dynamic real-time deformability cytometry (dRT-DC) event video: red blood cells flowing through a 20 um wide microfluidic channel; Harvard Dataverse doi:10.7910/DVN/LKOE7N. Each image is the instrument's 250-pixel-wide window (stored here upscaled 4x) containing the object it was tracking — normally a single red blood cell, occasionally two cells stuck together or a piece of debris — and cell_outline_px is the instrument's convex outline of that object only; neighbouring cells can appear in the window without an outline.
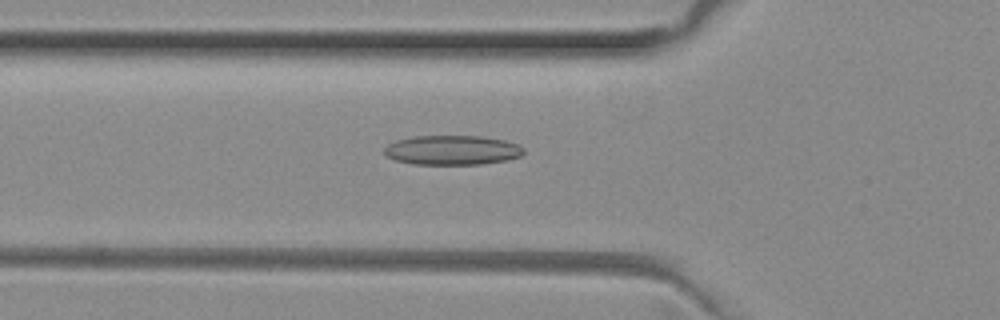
{"species": "common noctule bat (a hibernating species)", "species_latin": "Nyctalus noctula", "temperature_condition": "room temperature", "stored_images_in_passage": 50, "camera_frame_rate_fps": 3000, "um_per_image_px": 0.085, "animal": {"sex": "female", "body_mass_g": 29.2, "forearm_length_mm": 56.3}, "frame": {"image": 1, "passage_image": 17, "time_ms": 5.333, "image_size_px": [1000, 320], "cell_outline_px": [[524, 152], [520, 156], [508, 160], [480, 164], [412, 164], [396, 160], [388, 156], [384, 152], [384, 148], [388, 144], [396, 140], [412, 136], [480, 136], [504, 140], [516, 144], [524, 148]], "centroid_in_image_um": [38.43, 12.76], "position_along_channel_um": 87.4, "area_um2": 23.93}}
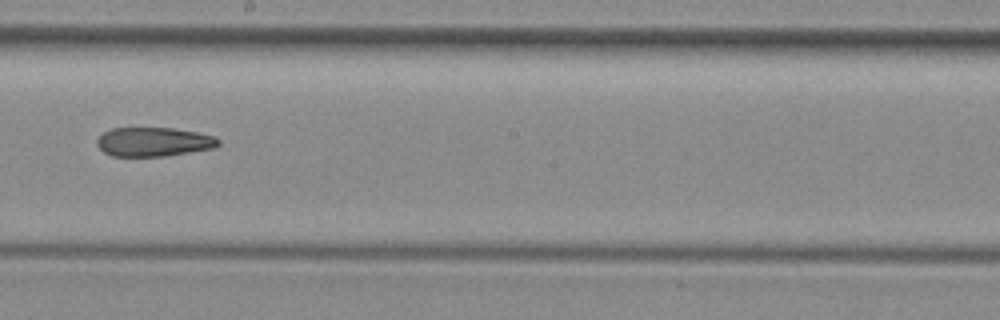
{"frame": {"image": 2, "passage_image": 28, "time_ms": 9.0, "image_size_px": [1000, 320], "cell_outline_px": [[220, 144], [216, 148], [164, 156], [112, 156], [104, 152], [96, 144], [96, 140], [104, 132], [112, 128], [172, 128], [196, 132], [216, 136], [220, 140]], "centroid_in_image_um": [13.09, 12.06], "position_along_channel_um": 235.1, "area_um2": 20.63}}
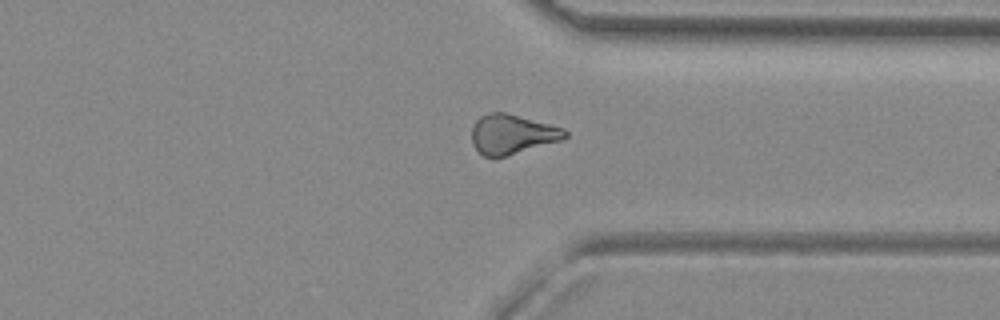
{"frame": {"image": 3, "passage_image": 38, "time_ms": 12.333, "image_size_px": [1000, 320], "cell_outline_px": [[568, 136], [560, 140], [508, 156], [484, 156], [472, 144], [472, 128], [476, 120], [480, 116], [492, 112], [508, 112], [564, 128], [568, 132]], "centroid_in_image_um": [43.54, 11.39], "position_along_channel_um": 367.9, "area_um2": 21.5}}